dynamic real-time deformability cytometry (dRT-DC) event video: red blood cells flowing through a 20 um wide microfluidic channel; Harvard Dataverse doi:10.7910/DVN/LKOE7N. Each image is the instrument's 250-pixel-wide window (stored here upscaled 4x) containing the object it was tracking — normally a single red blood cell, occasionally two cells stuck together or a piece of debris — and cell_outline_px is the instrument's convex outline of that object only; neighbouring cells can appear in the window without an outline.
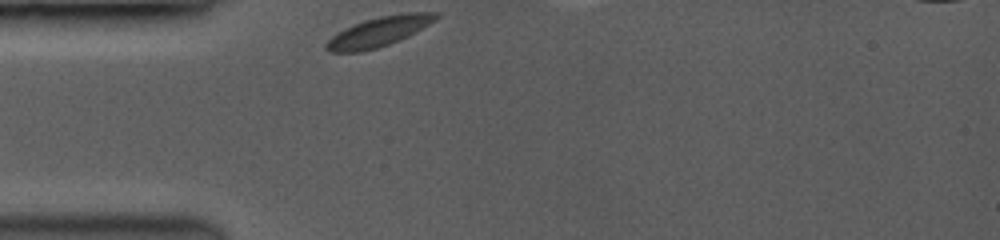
{"species": "common noctule bat (a hibernating species)", "species_latin": "Nyctalus noctula", "temperature_condition": "room temperature", "stored_images_in_passage": 1, "camera_frame_rate_fps": 3500, "um_per_image_px": 0.085, "animal": {"sex": "female", "body_mass_g": 19.0, "forearm_length_mm": 53.3}, "frame": {"image": 1, "passage_image": 1, "time_ms": 0.0, "image_size_px": [1000, 240], "cell_outline_px": [[440, 16], [436, 20], [408, 36], [400, 40], [376, 48], [360, 52], [328, 52], [324, 48], [324, 44], [332, 36], [344, 28], [364, 20], [380, 16], [404, 12], [440, 12]], "centroid_in_image_um": [32.21, 2.68], "position_along_channel_um": 52.8, "area_um2": 19.07}}